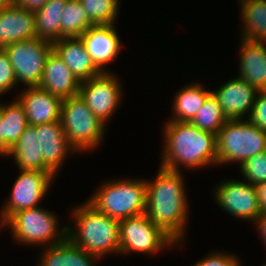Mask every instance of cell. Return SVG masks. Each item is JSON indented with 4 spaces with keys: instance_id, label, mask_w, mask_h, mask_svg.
I'll use <instances>...</instances> for the list:
<instances>
[{
    "instance_id": "1",
    "label": "cell",
    "mask_w": 266,
    "mask_h": 266,
    "mask_svg": "<svg viewBox=\"0 0 266 266\" xmlns=\"http://www.w3.org/2000/svg\"><path fill=\"white\" fill-rule=\"evenodd\" d=\"M182 173L159 165L156 179L146 180L145 214L177 242V248L185 244L190 213Z\"/></svg>"
},
{
    "instance_id": "2",
    "label": "cell",
    "mask_w": 266,
    "mask_h": 266,
    "mask_svg": "<svg viewBox=\"0 0 266 266\" xmlns=\"http://www.w3.org/2000/svg\"><path fill=\"white\" fill-rule=\"evenodd\" d=\"M160 166L173 171L217 166V135L190 122L166 121ZM181 166V167H180Z\"/></svg>"
},
{
    "instance_id": "3",
    "label": "cell",
    "mask_w": 266,
    "mask_h": 266,
    "mask_svg": "<svg viewBox=\"0 0 266 266\" xmlns=\"http://www.w3.org/2000/svg\"><path fill=\"white\" fill-rule=\"evenodd\" d=\"M73 225L66 224V237L99 259L120 255L119 220L97 211L87 201L72 209Z\"/></svg>"
},
{
    "instance_id": "4",
    "label": "cell",
    "mask_w": 266,
    "mask_h": 266,
    "mask_svg": "<svg viewBox=\"0 0 266 266\" xmlns=\"http://www.w3.org/2000/svg\"><path fill=\"white\" fill-rule=\"evenodd\" d=\"M146 179L109 180L100 185L87 202L97 211L116 220L146 213Z\"/></svg>"
},
{
    "instance_id": "5",
    "label": "cell",
    "mask_w": 266,
    "mask_h": 266,
    "mask_svg": "<svg viewBox=\"0 0 266 266\" xmlns=\"http://www.w3.org/2000/svg\"><path fill=\"white\" fill-rule=\"evenodd\" d=\"M59 218L42 206L12 214L0 228L9 227L13 240L24 246H52L66 238V225L60 227Z\"/></svg>"
},
{
    "instance_id": "6",
    "label": "cell",
    "mask_w": 266,
    "mask_h": 266,
    "mask_svg": "<svg viewBox=\"0 0 266 266\" xmlns=\"http://www.w3.org/2000/svg\"><path fill=\"white\" fill-rule=\"evenodd\" d=\"M60 121L69 145L77 153L94 150L105 139L106 125L79 94L62 100Z\"/></svg>"
},
{
    "instance_id": "7",
    "label": "cell",
    "mask_w": 266,
    "mask_h": 266,
    "mask_svg": "<svg viewBox=\"0 0 266 266\" xmlns=\"http://www.w3.org/2000/svg\"><path fill=\"white\" fill-rule=\"evenodd\" d=\"M266 150V132L247 119L227 120L217 134L218 166L239 163Z\"/></svg>"
},
{
    "instance_id": "8",
    "label": "cell",
    "mask_w": 266,
    "mask_h": 266,
    "mask_svg": "<svg viewBox=\"0 0 266 266\" xmlns=\"http://www.w3.org/2000/svg\"><path fill=\"white\" fill-rule=\"evenodd\" d=\"M119 231L120 255L139 252L151 256L177 247V242L146 214L120 220Z\"/></svg>"
},
{
    "instance_id": "9",
    "label": "cell",
    "mask_w": 266,
    "mask_h": 266,
    "mask_svg": "<svg viewBox=\"0 0 266 266\" xmlns=\"http://www.w3.org/2000/svg\"><path fill=\"white\" fill-rule=\"evenodd\" d=\"M12 65L17 83L24 87L39 86L53 43L38 37L18 41L3 48ZM21 82V83H20Z\"/></svg>"
},
{
    "instance_id": "10",
    "label": "cell",
    "mask_w": 266,
    "mask_h": 266,
    "mask_svg": "<svg viewBox=\"0 0 266 266\" xmlns=\"http://www.w3.org/2000/svg\"><path fill=\"white\" fill-rule=\"evenodd\" d=\"M11 194L0 211V226L14 213L41 206L55 175L51 172L20 170Z\"/></svg>"
},
{
    "instance_id": "11",
    "label": "cell",
    "mask_w": 266,
    "mask_h": 266,
    "mask_svg": "<svg viewBox=\"0 0 266 266\" xmlns=\"http://www.w3.org/2000/svg\"><path fill=\"white\" fill-rule=\"evenodd\" d=\"M118 76L101 73L80 84L79 95L92 113L106 125L122 103L123 89Z\"/></svg>"
},
{
    "instance_id": "12",
    "label": "cell",
    "mask_w": 266,
    "mask_h": 266,
    "mask_svg": "<svg viewBox=\"0 0 266 266\" xmlns=\"http://www.w3.org/2000/svg\"><path fill=\"white\" fill-rule=\"evenodd\" d=\"M214 198L222 210L241 221L254 223L261 214L256 186L249 182L225 179L216 185Z\"/></svg>"
},
{
    "instance_id": "13",
    "label": "cell",
    "mask_w": 266,
    "mask_h": 266,
    "mask_svg": "<svg viewBox=\"0 0 266 266\" xmlns=\"http://www.w3.org/2000/svg\"><path fill=\"white\" fill-rule=\"evenodd\" d=\"M34 126L38 134L39 156L44 160V172L56 176L67 157L77 152L69 145L60 120Z\"/></svg>"
},
{
    "instance_id": "14",
    "label": "cell",
    "mask_w": 266,
    "mask_h": 266,
    "mask_svg": "<svg viewBox=\"0 0 266 266\" xmlns=\"http://www.w3.org/2000/svg\"><path fill=\"white\" fill-rule=\"evenodd\" d=\"M117 32L115 24H99L90 26L80 36L88 54L102 73L110 72L106 65L117 59L122 49Z\"/></svg>"
},
{
    "instance_id": "15",
    "label": "cell",
    "mask_w": 266,
    "mask_h": 266,
    "mask_svg": "<svg viewBox=\"0 0 266 266\" xmlns=\"http://www.w3.org/2000/svg\"><path fill=\"white\" fill-rule=\"evenodd\" d=\"M220 85L212 92L218 98L227 120L247 119L258 90L240 77H235Z\"/></svg>"
},
{
    "instance_id": "16",
    "label": "cell",
    "mask_w": 266,
    "mask_h": 266,
    "mask_svg": "<svg viewBox=\"0 0 266 266\" xmlns=\"http://www.w3.org/2000/svg\"><path fill=\"white\" fill-rule=\"evenodd\" d=\"M16 98L24 107L29 125L60 120L62 99L41 87H24Z\"/></svg>"
},
{
    "instance_id": "17",
    "label": "cell",
    "mask_w": 266,
    "mask_h": 266,
    "mask_svg": "<svg viewBox=\"0 0 266 266\" xmlns=\"http://www.w3.org/2000/svg\"><path fill=\"white\" fill-rule=\"evenodd\" d=\"M37 37L35 13L10 2L0 11V49Z\"/></svg>"
},
{
    "instance_id": "18",
    "label": "cell",
    "mask_w": 266,
    "mask_h": 266,
    "mask_svg": "<svg viewBox=\"0 0 266 266\" xmlns=\"http://www.w3.org/2000/svg\"><path fill=\"white\" fill-rule=\"evenodd\" d=\"M81 82L54 50L48 55L39 87L62 100L79 94Z\"/></svg>"
},
{
    "instance_id": "19",
    "label": "cell",
    "mask_w": 266,
    "mask_h": 266,
    "mask_svg": "<svg viewBox=\"0 0 266 266\" xmlns=\"http://www.w3.org/2000/svg\"><path fill=\"white\" fill-rule=\"evenodd\" d=\"M238 76L258 91L266 90V42L240 38Z\"/></svg>"
},
{
    "instance_id": "20",
    "label": "cell",
    "mask_w": 266,
    "mask_h": 266,
    "mask_svg": "<svg viewBox=\"0 0 266 266\" xmlns=\"http://www.w3.org/2000/svg\"><path fill=\"white\" fill-rule=\"evenodd\" d=\"M53 50L80 82L102 73L94 64L80 37L61 38L54 41Z\"/></svg>"
},
{
    "instance_id": "21",
    "label": "cell",
    "mask_w": 266,
    "mask_h": 266,
    "mask_svg": "<svg viewBox=\"0 0 266 266\" xmlns=\"http://www.w3.org/2000/svg\"><path fill=\"white\" fill-rule=\"evenodd\" d=\"M40 254L37 266H95L97 259L100 260L67 237L58 244L44 247Z\"/></svg>"
},
{
    "instance_id": "22",
    "label": "cell",
    "mask_w": 266,
    "mask_h": 266,
    "mask_svg": "<svg viewBox=\"0 0 266 266\" xmlns=\"http://www.w3.org/2000/svg\"><path fill=\"white\" fill-rule=\"evenodd\" d=\"M212 90L194 82L180 88L172 100V117L168 121L190 122L204 105Z\"/></svg>"
},
{
    "instance_id": "23",
    "label": "cell",
    "mask_w": 266,
    "mask_h": 266,
    "mask_svg": "<svg viewBox=\"0 0 266 266\" xmlns=\"http://www.w3.org/2000/svg\"><path fill=\"white\" fill-rule=\"evenodd\" d=\"M6 156L13 157L19 170L44 171V160L43 156H39L38 134L34 125L25 128Z\"/></svg>"
},
{
    "instance_id": "24",
    "label": "cell",
    "mask_w": 266,
    "mask_h": 266,
    "mask_svg": "<svg viewBox=\"0 0 266 266\" xmlns=\"http://www.w3.org/2000/svg\"><path fill=\"white\" fill-rule=\"evenodd\" d=\"M242 33L240 38L266 42V0H240Z\"/></svg>"
},
{
    "instance_id": "25",
    "label": "cell",
    "mask_w": 266,
    "mask_h": 266,
    "mask_svg": "<svg viewBox=\"0 0 266 266\" xmlns=\"http://www.w3.org/2000/svg\"><path fill=\"white\" fill-rule=\"evenodd\" d=\"M28 125L24 107L17 98L2 104V157H6Z\"/></svg>"
},
{
    "instance_id": "26",
    "label": "cell",
    "mask_w": 266,
    "mask_h": 266,
    "mask_svg": "<svg viewBox=\"0 0 266 266\" xmlns=\"http://www.w3.org/2000/svg\"><path fill=\"white\" fill-rule=\"evenodd\" d=\"M68 0H49L35 12L36 35L54 42L61 39V16Z\"/></svg>"
},
{
    "instance_id": "27",
    "label": "cell",
    "mask_w": 266,
    "mask_h": 266,
    "mask_svg": "<svg viewBox=\"0 0 266 266\" xmlns=\"http://www.w3.org/2000/svg\"><path fill=\"white\" fill-rule=\"evenodd\" d=\"M92 25L81 2L68 0L61 16V38L80 37Z\"/></svg>"
},
{
    "instance_id": "28",
    "label": "cell",
    "mask_w": 266,
    "mask_h": 266,
    "mask_svg": "<svg viewBox=\"0 0 266 266\" xmlns=\"http://www.w3.org/2000/svg\"><path fill=\"white\" fill-rule=\"evenodd\" d=\"M226 121L219 100L212 92L190 123L203 131L217 135Z\"/></svg>"
},
{
    "instance_id": "29",
    "label": "cell",
    "mask_w": 266,
    "mask_h": 266,
    "mask_svg": "<svg viewBox=\"0 0 266 266\" xmlns=\"http://www.w3.org/2000/svg\"><path fill=\"white\" fill-rule=\"evenodd\" d=\"M94 25L116 24L120 0H79Z\"/></svg>"
},
{
    "instance_id": "30",
    "label": "cell",
    "mask_w": 266,
    "mask_h": 266,
    "mask_svg": "<svg viewBox=\"0 0 266 266\" xmlns=\"http://www.w3.org/2000/svg\"><path fill=\"white\" fill-rule=\"evenodd\" d=\"M243 181L257 185L266 181V150L248 158L240 167Z\"/></svg>"
},
{
    "instance_id": "31",
    "label": "cell",
    "mask_w": 266,
    "mask_h": 266,
    "mask_svg": "<svg viewBox=\"0 0 266 266\" xmlns=\"http://www.w3.org/2000/svg\"><path fill=\"white\" fill-rule=\"evenodd\" d=\"M16 87L18 83L9 57L3 49H0V95L7 94Z\"/></svg>"
},
{
    "instance_id": "32",
    "label": "cell",
    "mask_w": 266,
    "mask_h": 266,
    "mask_svg": "<svg viewBox=\"0 0 266 266\" xmlns=\"http://www.w3.org/2000/svg\"><path fill=\"white\" fill-rule=\"evenodd\" d=\"M216 251L209 253V255L197 261L193 266H242V261H240L236 254Z\"/></svg>"
},
{
    "instance_id": "33",
    "label": "cell",
    "mask_w": 266,
    "mask_h": 266,
    "mask_svg": "<svg viewBox=\"0 0 266 266\" xmlns=\"http://www.w3.org/2000/svg\"><path fill=\"white\" fill-rule=\"evenodd\" d=\"M247 120L255 127L266 132V90L258 91L255 103Z\"/></svg>"
},
{
    "instance_id": "34",
    "label": "cell",
    "mask_w": 266,
    "mask_h": 266,
    "mask_svg": "<svg viewBox=\"0 0 266 266\" xmlns=\"http://www.w3.org/2000/svg\"><path fill=\"white\" fill-rule=\"evenodd\" d=\"M49 0H12V2L30 12L40 10Z\"/></svg>"
},
{
    "instance_id": "35",
    "label": "cell",
    "mask_w": 266,
    "mask_h": 266,
    "mask_svg": "<svg viewBox=\"0 0 266 266\" xmlns=\"http://www.w3.org/2000/svg\"><path fill=\"white\" fill-rule=\"evenodd\" d=\"M254 224H256V231L261 236L262 243L266 246V212L261 213L255 220Z\"/></svg>"
},
{
    "instance_id": "36",
    "label": "cell",
    "mask_w": 266,
    "mask_h": 266,
    "mask_svg": "<svg viewBox=\"0 0 266 266\" xmlns=\"http://www.w3.org/2000/svg\"><path fill=\"white\" fill-rule=\"evenodd\" d=\"M261 213L266 212V181L256 185Z\"/></svg>"
},
{
    "instance_id": "37",
    "label": "cell",
    "mask_w": 266,
    "mask_h": 266,
    "mask_svg": "<svg viewBox=\"0 0 266 266\" xmlns=\"http://www.w3.org/2000/svg\"><path fill=\"white\" fill-rule=\"evenodd\" d=\"M0 156H2V103L0 104Z\"/></svg>"
},
{
    "instance_id": "38",
    "label": "cell",
    "mask_w": 266,
    "mask_h": 266,
    "mask_svg": "<svg viewBox=\"0 0 266 266\" xmlns=\"http://www.w3.org/2000/svg\"><path fill=\"white\" fill-rule=\"evenodd\" d=\"M12 0H0V11L4 9Z\"/></svg>"
}]
</instances>
